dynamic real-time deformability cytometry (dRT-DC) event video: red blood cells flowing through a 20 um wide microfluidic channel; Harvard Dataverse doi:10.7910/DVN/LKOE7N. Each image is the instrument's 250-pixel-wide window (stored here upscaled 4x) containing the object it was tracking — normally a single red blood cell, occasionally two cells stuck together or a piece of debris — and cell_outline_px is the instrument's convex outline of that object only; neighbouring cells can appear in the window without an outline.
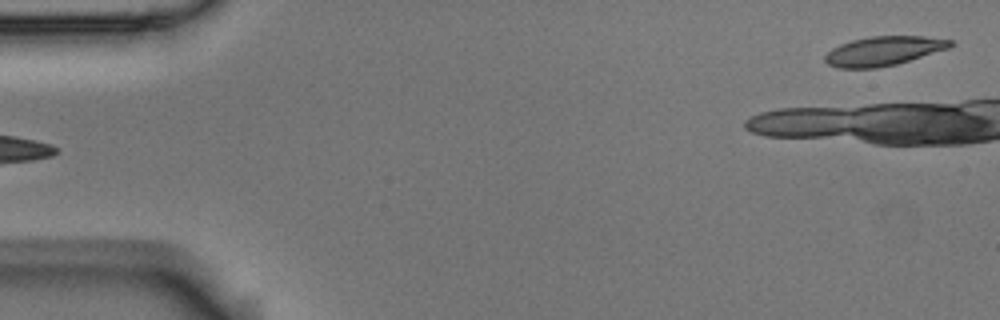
{"species": "Egyptian fruit bat (a non-hibernating species)", "species_latin": "Rousettus aegyptiacus", "temperature_condition": "room temperature", "stored_images_in_passage": 4, "segment_of_instrument_passage": [2, 2], "camera_frame_rate_fps": 3000, "um_per_image_px": 0.085, "animal": {"sex": "male"}, "frame": {"image": 1, "passage_image": 4, "time_ms": 1.0, "image_size_px": [1000, 320], "cell_outline_px": [[952, 44], [948, 48], [896, 64], [876, 68], [840, 68], [828, 64], [824, 60], [824, 56], [832, 48], [840, 44], [852, 40], [872, 36], [924, 36], [952, 40]], "centroid_in_image_um": [75.06, 4.33], "position_along_channel_um": 9.9, "area_um2": 21.1}}